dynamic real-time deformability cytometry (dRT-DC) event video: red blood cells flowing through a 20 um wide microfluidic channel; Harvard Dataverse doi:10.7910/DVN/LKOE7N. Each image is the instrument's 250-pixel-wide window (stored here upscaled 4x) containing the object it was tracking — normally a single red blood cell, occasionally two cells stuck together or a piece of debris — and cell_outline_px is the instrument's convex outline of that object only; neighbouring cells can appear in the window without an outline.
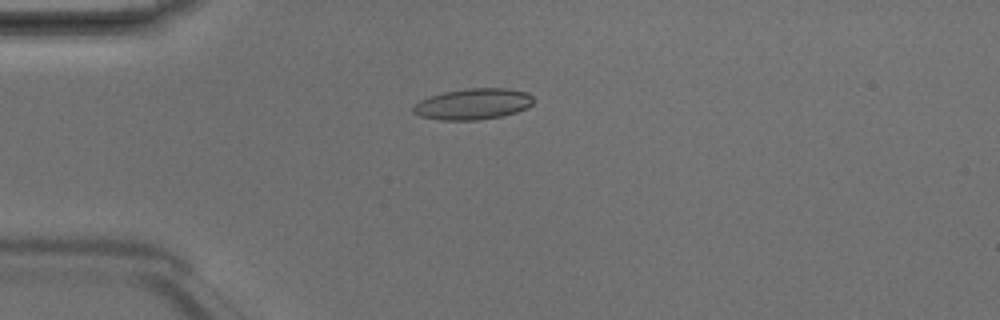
{"species": "Egyptian fruit bat (a non-hibernating species)", "species_latin": "Rousettus aegyptiacus", "temperature_condition": "room temperature", "stored_images_in_passage": 5, "camera_frame_rate_fps": 3000, "um_per_image_px": 0.085, "animal": {"sex": "male"}, "frame": {"image": 1, "passage_image": 4, "time_ms": 1.0, "image_size_px": [1000, 320], "cell_outline_px": [[536, 100], [528, 108], [516, 112], [500, 116], [480, 120], [440, 120], [420, 116], [412, 112], [412, 108], [420, 100], [444, 92], [464, 88], [504, 88], [528, 92]], "centroid_in_image_um": [40.24, 8.84], "position_along_channel_um": 44.8, "area_um2": 21.85}}